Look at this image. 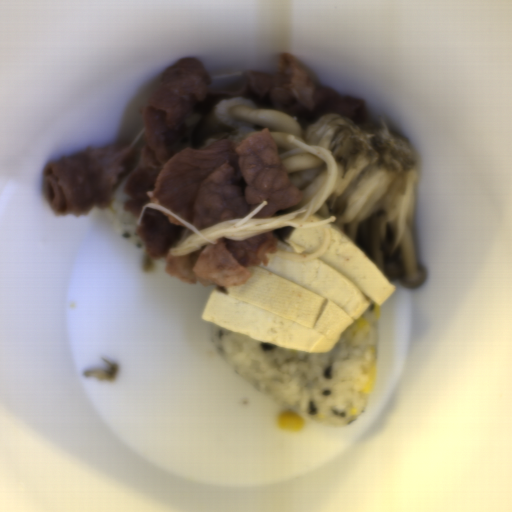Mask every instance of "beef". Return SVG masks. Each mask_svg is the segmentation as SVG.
I'll use <instances>...</instances> for the list:
<instances>
[{"label":"beef","instance_id":"1","mask_svg":"<svg viewBox=\"0 0 512 512\" xmlns=\"http://www.w3.org/2000/svg\"><path fill=\"white\" fill-rule=\"evenodd\" d=\"M228 98H245L308 120L333 113L353 124L367 120L364 100L317 86L288 53L280 54L273 75L247 72L237 90L215 89L205 62L182 57L165 68L148 104L140 107L145 142L138 168L124 181L126 212L139 216L143 205L156 204L201 231L243 219L264 201L268 204L252 218L269 219L302 200L269 127L244 141L223 139L207 149L191 145L203 115Z\"/></svg>","mask_w":512,"mask_h":512},{"label":"beef","instance_id":"2","mask_svg":"<svg viewBox=\"0 0 512 512\" xmlns=\"http://www.w3.org/2000/svg\"><path fill=\"white\" fill-rule=\"evenodd\" d=\"M185 228L162 211L147 208L137 234L151 258L164 261L167 275L189 284L230 287L248 281L254 266H267L278 238L269 230L242 241L220 238L184 256L170 254Z\"/></svg>","mask_w":512,"mask_h":512},{"label":"beef","instance_id":"3","mask_svg":"<svg viewBox=\"0 0 512 512\" xmlns=\"http://www.w3.org/2000/svg\"><path fill=\"white\" fill-rule=\"evenodd\" d=\"M136 158L132 146L111 144L87 147L71 157L63 156L44 170L46 196L62 215L85 216L92 206L113 205V188L125 176Z\"/></svg>","mask_w":512,"mask_h":512}]
</instances>
